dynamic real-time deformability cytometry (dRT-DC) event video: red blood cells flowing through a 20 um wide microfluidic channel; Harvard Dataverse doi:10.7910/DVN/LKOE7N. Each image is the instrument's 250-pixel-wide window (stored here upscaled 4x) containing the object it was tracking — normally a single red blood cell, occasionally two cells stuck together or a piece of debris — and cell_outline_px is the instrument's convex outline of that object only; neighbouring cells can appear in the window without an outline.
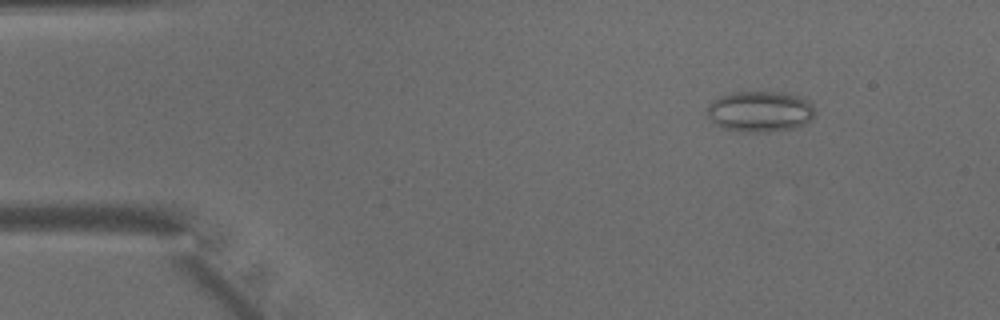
{"species": "common noctule bat (a hibernating species)", "species_latin": "Nyctalus noctula", "temperature_condition": "warm", "stored_images_in_passage": 46, "camera_frame_rate_fps": 3000, "um_per_image_px": 0.085, "animal": {"sex": "male", "body_mass_g": 15.6}, "frame": {"image": 1, "passage_image": 5, "time_ms": 1.333, "image_size_px": [1000, 320], "cell_outline_px": [[816, 112], [804, 124], [796, 128], [768, 132], [740, 132], [720, 128], [708, 116], [708, 104], [712, 100], [720, 96], [732, 92], [784, 92], [808, 100], [812, 104]], "centroid_in_image_um": [64.58, 9.48], "position_along_channel_um": 20.4, "area_um2": 25.84}}
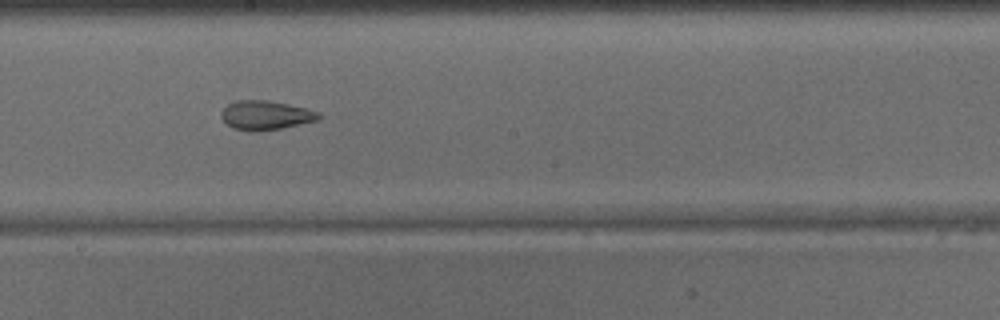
{"frame": {"image": 2, "passage_image": 25, "time_ms": 8.0, "image_size_px": [1000, 320], "cell_outline_px": [[320, 120], [280, 128], [256, 132], [248, 132], [232, 128], [220, 116], [220, 112], [228, 104], [236, 100], [268, 100], [308, 108], [320, 112]], "centroid_in_image_um": [22.59, 9.8], "position_along_channel_um": 225.6, "area_um2": 16.76}}
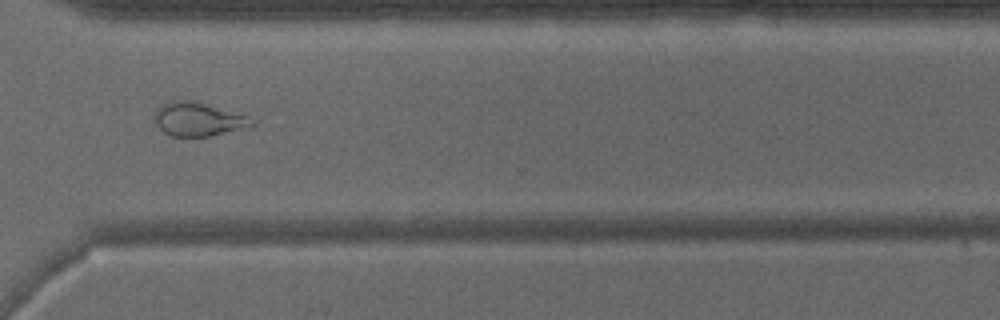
{"frame": {"image": 3, "passage_image": 34, "time_ms": 11.0, "image_size_px": [1000, 320], "cell_outline_px": [[256, 124], [212, 136], [172, 136], [164, 132], [156, 124], [156, 112], [160, 104], [176, 100], [192, 100], [248, 116]], "centroid_in_image_um": [16.83, 10.13], "position_along_channel_um": 353.8, "area_um2": 18.67}}